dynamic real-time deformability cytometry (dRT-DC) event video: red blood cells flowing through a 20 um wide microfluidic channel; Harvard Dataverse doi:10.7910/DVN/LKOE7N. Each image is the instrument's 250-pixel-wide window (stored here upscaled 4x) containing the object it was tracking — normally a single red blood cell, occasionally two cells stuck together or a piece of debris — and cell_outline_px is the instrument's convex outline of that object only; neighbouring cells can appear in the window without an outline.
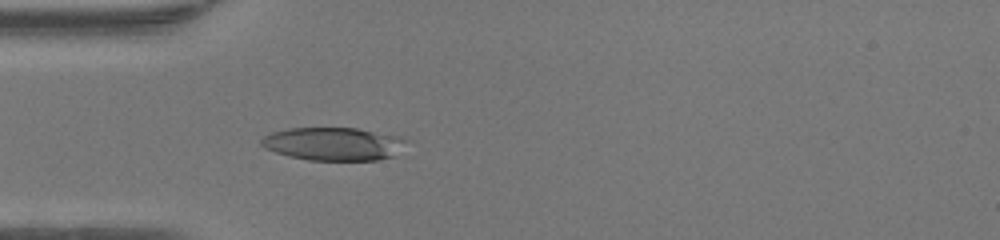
{"species": "human", "species_latin": "Homo sapiens", "temperature_condition": "warm", "stored_images_in_passage": 48, "camera_frame_rate_fps": 3000, "um_per_image_px": 0.085, "donor": {"sex": "female"}, "frame": {"image": 1, "passage_image": 15, "time_ms": 4.667, "image_size_px": [1000, 240], "cell_outline_px": [[404, 140], [392, 156], [376, 160], [308, 160], [276, 152], [264, 148], [260, 144], [260, 140], [264, 136], [272, 132], [288, 128], [356, 128], [400, 136]], "centroid_in_image_um": [28.25, 12.22], "position_along_channel_um": 56.8, "area_um2": 27.4}}
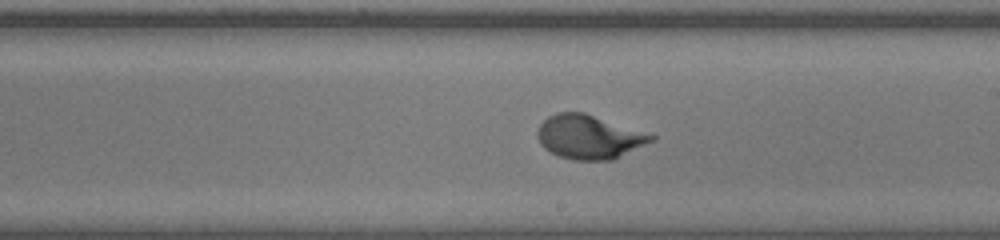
{"frame": {"image": 2, "passage_image": 28, "time_ms": 9.0, "image_size_px": [1000, 240], "cell_outline_px": [[656, 136], [652, 140], [612, 160], [572, 160], [560, 156], [544, 148], [540, 144], [536, 136], [536, 132], [540, 124], [548, 116], [556, 112], [584, 112]], "centroid_in_image_um": [49.99, 11.63], "position_along_channel_um": 239.0, "area_um2": 28.73}}
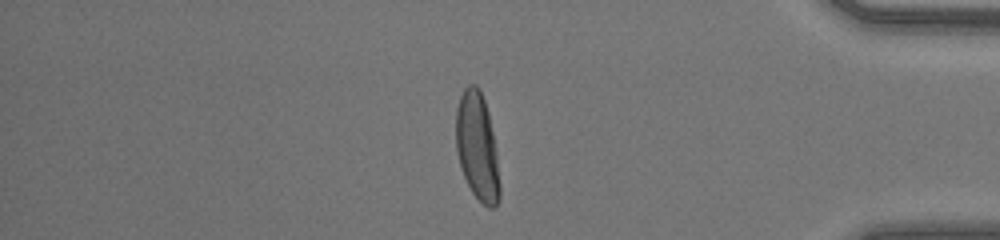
{"frame": {"image": 3, "passage_image": 41, "time_ms": 13.333, "image_size_px": [1000, 240], "cell_outline_px": [[500, 200], [496, 208], [488, 208], [472, 192], [464, 176], [460, 164], [456, 148], [456, 108], [460, 96], [464, 88], [468, 84], [476, 84], [480, 88], [488, 112], [496, 152], [500, 188]], "centroid_in_image_um": [40.56, 12.46], "position_along_channel_um": 394.6, "area_um2": 27.34}, "authors_computed_cell_mechanics": {"area_um2": 28.7266, "velocity_mm_per_s": 4.3165, "shape_relaxation_time_tau1_ms": 3.816, "shape_relaxation_time_tau2_ms": null, "deformation_change_tau1": 0.2385, "deformation_change_tau2": null}}